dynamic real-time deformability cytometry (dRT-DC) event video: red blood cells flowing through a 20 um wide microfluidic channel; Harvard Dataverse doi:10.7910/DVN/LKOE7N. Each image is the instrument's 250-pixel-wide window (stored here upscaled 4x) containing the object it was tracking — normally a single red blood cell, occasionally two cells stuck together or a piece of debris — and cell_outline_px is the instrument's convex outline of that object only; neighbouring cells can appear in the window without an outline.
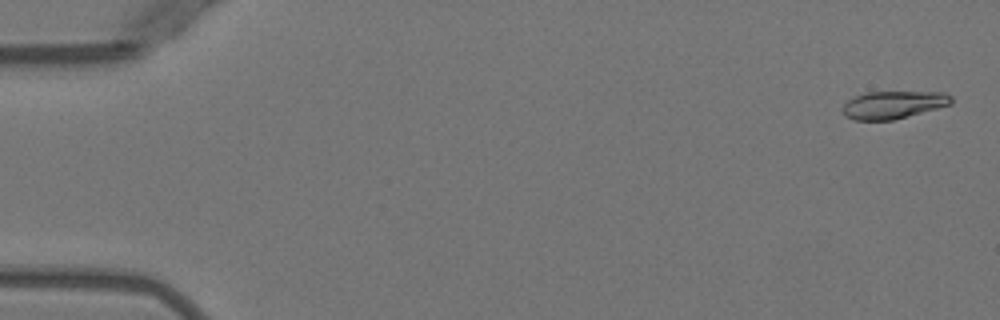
{"species": "Egyptian fruit bat (a non-hibernating species)", "species_latin": "Rousettus aegyptiacus", "temperature_condition": "warm", "stored_images_in_passage": 4, "camera_frame_rate_fps": 3000, "um_per_image_px": 0.085, "animal": {"sex": "female"}, "frame": {"image": 1, "passage_image": 1, "time_ms": 0.0, "image_size_px": [1000, 320], "cell_outline_px": [[952, 104], [892, 120], [852, 120], [844, 116], [844, 104], [848, 100], [856, 96], [868, 92], [944, 92], [952, 96]], "centroid_in_image_um": [75.94, 8.9], "position_along_channel_um": 9.1, "area_um2": 17.34}}
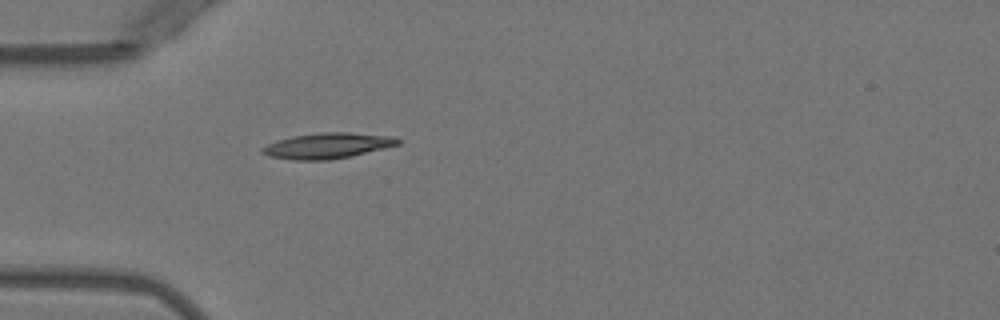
{"frame": {"image": 2, "passage_image": 4, "time_ms": 4.667, "image_size_px": [1000, 320], "cell_outline_px": [[400, 144], [352, 156], [328, 160], [292, 160], [268, 156], [260, 152], [260, 148], [276, 140], [292, 136], [320, 132], [348, 132], [396, 136], [400, 140]], "centroid_in_image_um": [27.82, 12.38], "position_along_channel_um": 57.2, "area_um2": 20.46}}